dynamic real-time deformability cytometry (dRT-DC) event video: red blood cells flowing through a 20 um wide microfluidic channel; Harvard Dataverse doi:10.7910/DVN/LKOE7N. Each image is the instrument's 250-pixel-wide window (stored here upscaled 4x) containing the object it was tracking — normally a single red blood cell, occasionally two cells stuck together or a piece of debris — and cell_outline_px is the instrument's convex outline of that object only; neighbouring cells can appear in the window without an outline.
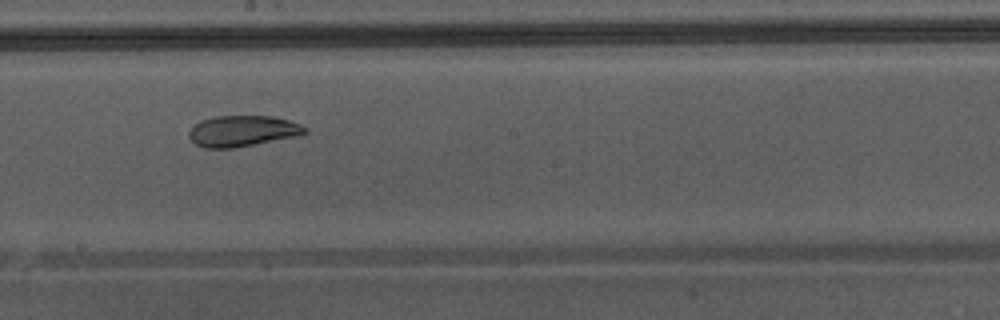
{"species": "Egyptian fruit bat (a non-hibernating species)", "species_latin": "Rousettus aegyptiacus", "temperature_condition": "warm", "stored_images_in_passage": 36, "camera_frame_rate_fps": 3000, "um_per_image_px": 0.085, "animal": {"sex": "male"}, "frame": {"image": 1, "passage_image": 16, "time_ms": 5.0, "image_size_px": [1000, 320], "cell_outline_px": [[308, 132], [300, 136], [232, 148], [204, 148], [196, 144], [188, 136], [188, 132], [200, 120], [216, 116], [272, 116], [288, 120], [300, 124]], "centroid_in_image_um": [20.62, 11.14], "position_along_channel_um": 227.6, "area_um2": 20.87}, "authors_computed_cell_mechanics": {"area_um2": 23.2645, "velocity_mm_per_s": 4.3394, "shape_relaxation_time_tau1_ms": 9.3324, "shape_relaxation_time_tau2_ms": 3.6196, "deformation_change_tau1": 0.1862, "deformation_change_tau2": 0.0279}}